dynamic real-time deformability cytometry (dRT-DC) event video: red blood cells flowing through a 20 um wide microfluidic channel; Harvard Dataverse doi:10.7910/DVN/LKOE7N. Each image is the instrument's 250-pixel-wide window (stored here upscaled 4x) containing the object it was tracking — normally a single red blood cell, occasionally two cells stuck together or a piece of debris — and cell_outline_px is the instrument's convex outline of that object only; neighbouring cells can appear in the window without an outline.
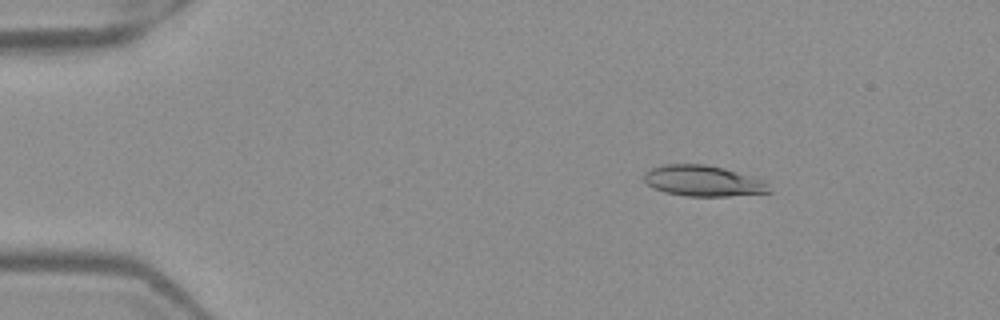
{"species": "Egyptian fruit bat (a non-hibernating species)", "species_latin": "Rousettus aegyptiacus", "temperature_condition": "warm", "stored_images_in_passage": 51, "camera_frame_rate_fps": 3000, "um_per_image_px": 0.085, "frame": {"image": 1, "passage_image": 8, "time_ms": 2.333, "image_size_px": [1000, 320], "cell_outline_px": [[772, 192], [728, 196], [688, 196], [664, 192], [652, 188], [644, 180], [644, 172], [652, 168], [664, 164], [704, 164], [724, 168], [760, 180]], "centroid_in_image_um": [59.67, 15.37], "position_along_channel_um": 25.3, "area_um2": 22.08}}
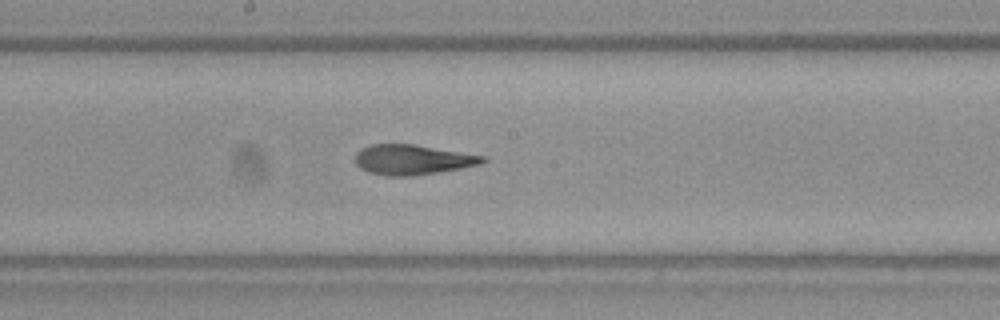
{"frame": {"image": 2, "passage_image": 28, "time_ms": 9.0, "image_size_px": [1000, 320], "cell_outline_px": [[488, 160], [484, 164], [440, 172], [412, 176], [384, 176], [368, 172], [360, 168], [356, 164], [356, 152], [360, 148], [368, 144], [416, 144], [484, 156]], "centroid_in_image_um": [35.07, 13.57], "position_along_channel_um": 213.1, "area_um2": 22.66}}
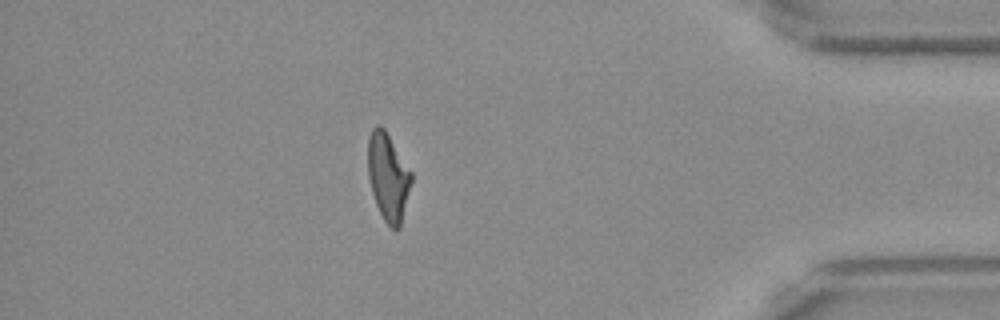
{"frame": {"image": 3, "passage_image": 45, "time_ms": 14.667, "image_size_px": [1000, 320], "cell_outline_px": [[412, 180], [400, 228], [396, 232], [384, 220], [376, 204], [372, 192], [368, 176], [368, 136], [372, 128], [376, 124], [380, 124], [384, 128], [412, 172]], "centroid_in_image_um": [32.98, 15.02], "position_along_channel_um": 402.2, "area_um2": 22.2}, "authors_computed_cell_mechanics": {"area_um2": 22.5998, "velocity_mm_per_s": 4.0061, "shape_relaxation_time_tau1_ms": null, "shape_relaxation_time_tau2_ms": 2.0157, "deformation_change_tau1": null, "deformation_change_tau2": 0.1063}}